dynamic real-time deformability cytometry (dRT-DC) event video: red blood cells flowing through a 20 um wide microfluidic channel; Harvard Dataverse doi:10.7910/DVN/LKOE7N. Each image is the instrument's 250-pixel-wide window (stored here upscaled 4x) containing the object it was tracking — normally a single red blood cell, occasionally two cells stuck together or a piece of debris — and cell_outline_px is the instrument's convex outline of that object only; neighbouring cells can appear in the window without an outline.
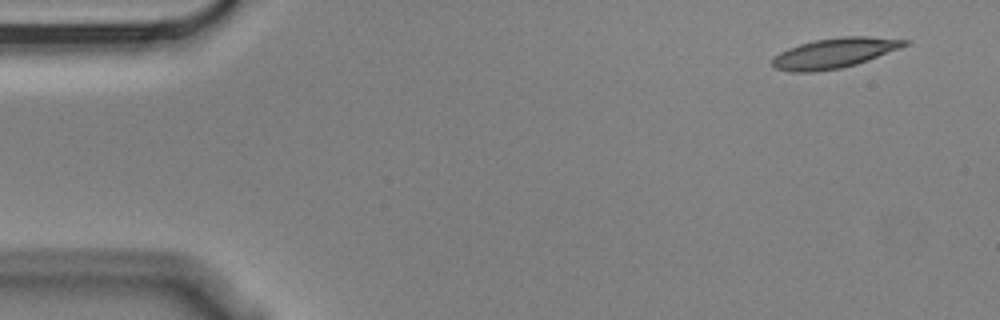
{"species": "Egyptian fruit bat (a non-hibernating species)", "species_latin": "Rousettus aegyptiacus", "temperature_condition": "cold", "stored_images_in_passage": 5, "camera_frame_rate_fps": 3000, "um_per_image_px": 0.085, "animal": {"sex": "male"}, "frame": {"image": 1, "passage_image": 1, "time_ms": 0.0, "image_size_px": [1000, 320], "cell_outline_px": [[912, 40], [908, 44], [900, 48], [868, 60], [856, 64], [840, 68], [816, 72], [792, 72], [776, 68], [772, 64], [772, 60], [780, 52], [788, 48], [800, 44], [816, 40], [840, 36], [868, 36]], "centroid_in_image_um": [70.96, 4.5], "position_along_channel_um": 14.0, "area_um2": 23.06}}
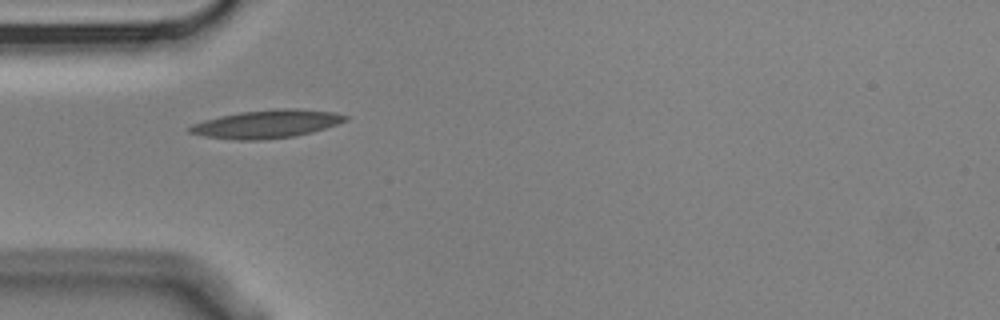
{"frame": {"image": 2, "passage_image": 4, "time_ms": 1.0, "image_size_px": [1000, 320], "cell_outline_px": [[348, 120], [312, 132], [296, 136], [260, 140], [236, 140], [204, 136], [188, 132], [188, 128], [192, 124], [204, 120], [220, 116], [240, 112], [276, 108], [296, 108], [336, 112], [348, 116]], "centroid_in_image_um": [22.68, 10.53], "position_along_channel_um": 62.3, "area_um2": 25.61}}
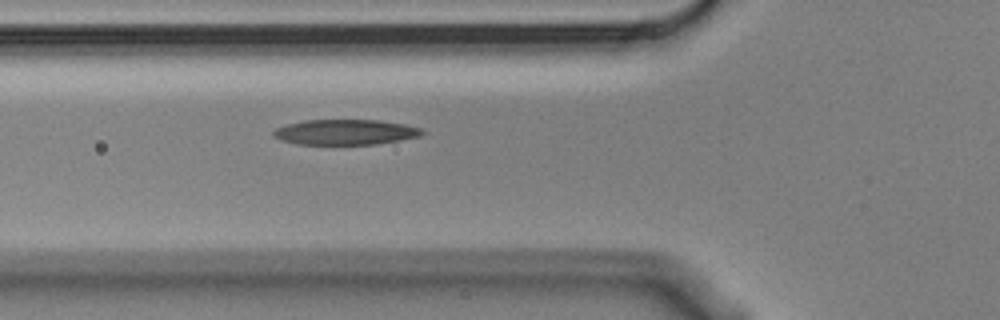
{"frame": {"image": 3, "passage_image": 5, "time_ms": 1.333, "image_size_px": [1000, 320], "cell_outline_px": [[428, 132], [420, 136], [400, 140], [376, 144], [296, 144], [280, 140], [272, 136], [272, 132], [276, 128], [288, 124], [304, 120], [380, 120], [404, 124], [420, 128]], "centroid_in_image_um": [29.36, 11.23], "position_along_channel_um": 96.4, "area_um2": 22.02}}